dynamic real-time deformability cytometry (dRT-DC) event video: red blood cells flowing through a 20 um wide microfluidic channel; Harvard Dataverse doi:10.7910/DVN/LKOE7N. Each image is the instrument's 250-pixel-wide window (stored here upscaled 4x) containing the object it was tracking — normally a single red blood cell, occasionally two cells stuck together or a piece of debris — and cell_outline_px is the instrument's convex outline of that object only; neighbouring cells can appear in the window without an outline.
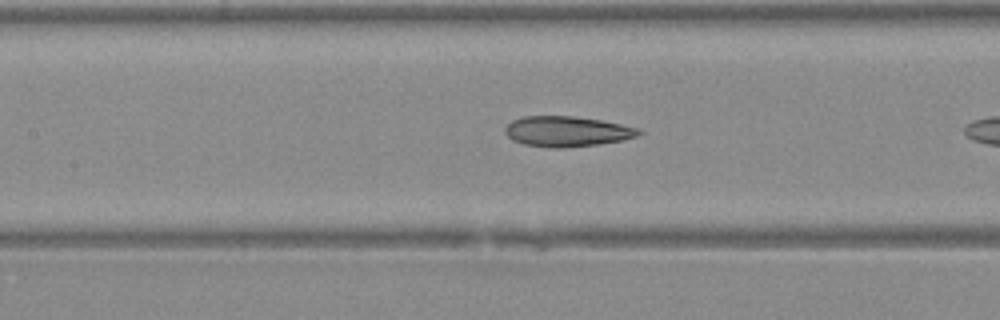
{"species": "Egyptian fruit bat (a non-hibernating species)", "species_latin": "Rousettus aegyptiacus", "temperature_condition": "warm", "stored_images_in_passage": 28, "camera_frame_rate_fps": 3000, "um_per_image_px": 0.085, "animal": {"sex": "female"}, "frame": {"image": 1, "passage_image": 8, "time_ms": 2.333, "image_size_px": [1000, 320], "cell_outline_px": [[644, 132], [636, 136], [620, 140], [596, 144], [564, 148], [552, 148], [524, 144], [512, 140], [504, 132], [504, 128], [512, 120], [524, 116], [576, 116], [600, 120], [640, 128]], "centroid_in_image_um": [48.16, 11.16], "position_along_channel_um": 159.2, "area_um2": 23.58}}
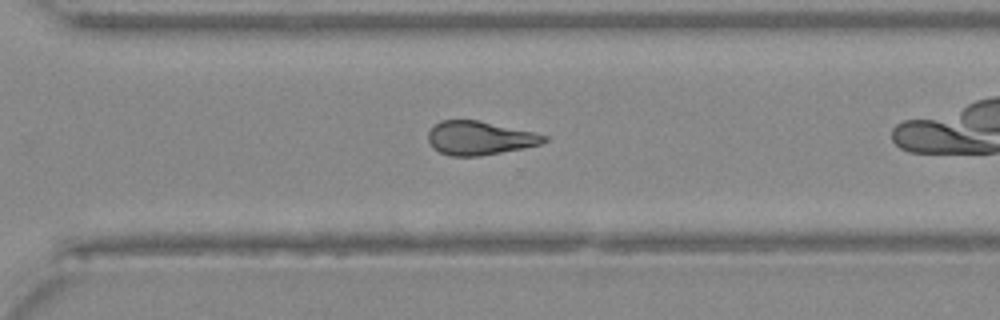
{"frame": {"image": 2, "passage_image": 20, "time_ms": 6.333, "image_size_px": [1000, 320], "cell_outline_px": [[548, 140], [540, 144], [524, 148], [480, 156], [452, 156], [440, 152], [432, 148], [428, 140], [428, 132], [440, 120], [476, 120], [532, 132], [548, 136]], "centroid_in_image_um": [40.74, 11.74], "position_along_channel_um": 329.9, "area_um2": 22.54}}